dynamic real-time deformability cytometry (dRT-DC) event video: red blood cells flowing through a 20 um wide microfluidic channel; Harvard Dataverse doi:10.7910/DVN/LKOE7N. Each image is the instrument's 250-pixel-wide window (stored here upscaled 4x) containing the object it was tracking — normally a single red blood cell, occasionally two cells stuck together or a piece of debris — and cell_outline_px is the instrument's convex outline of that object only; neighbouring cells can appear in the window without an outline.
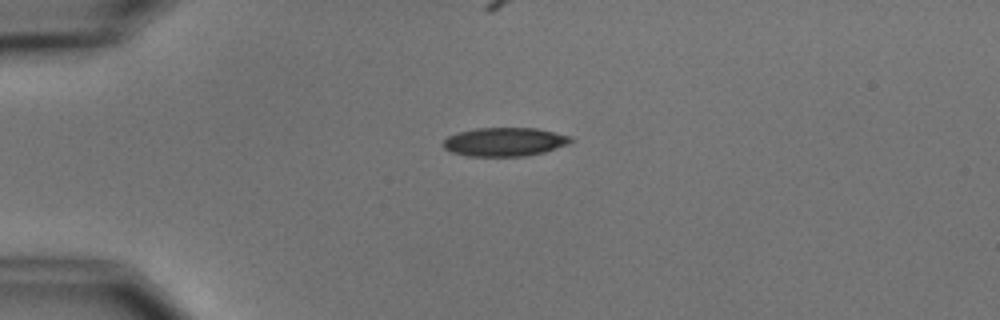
{"species": "common noctule bat (a hibernating species)", "species_latin": "Nyctalus noctula", "temperature_condition": "cold", "stored_images_in_passage": 2, "camera_frame_rate_fps": 3000, "um_per_image_px": 0.085, "animal": {"sex": "male", "body_mass_g": 15.6}, "frame": {"image": 1, "passage_image": 1, "time_ms": 0.0, "image_size_px": [1000, 320], "cell_outline_px": [[572, 140], [568, 144], [544, 152], [524, 156], [468, 156], [452, 152], [444, 148], [440, 144], [448, 136], [460, 132], [476, 128], [536, 128], [572, 136]], "centroid_in_image_um": [42.88, 12.06], "position_along_channel_um": 42.1, "area_um2": 21.27}}